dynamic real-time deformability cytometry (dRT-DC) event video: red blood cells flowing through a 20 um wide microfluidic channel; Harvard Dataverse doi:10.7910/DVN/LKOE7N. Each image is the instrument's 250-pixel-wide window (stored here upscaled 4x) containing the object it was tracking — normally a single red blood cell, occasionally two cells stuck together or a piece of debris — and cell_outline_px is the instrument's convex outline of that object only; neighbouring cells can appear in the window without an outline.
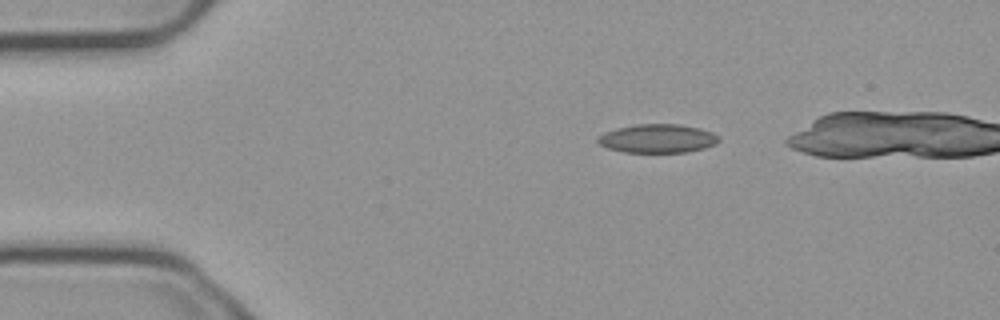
{"species": "common noctule bat (a hibernating species)", "species_latin": "Nyctalus noctula", "temperature_condition": "cold", "stored_images_in_passage": 39, "camera_frame_rate_fps": 3000, "um_per_image_px": 0.085, "animal": {"sex": "male", "body_mass_g": 23.1, "forearm_length_mm": 52.7}, "frame": {"image": 1, "passage_image": 1, "time_ms": 0.0, "image_size_px": [1000, 320], "cell_outline_px": [[720, 140], [716, 144], [704, 148], [688, 152], [624, 152], [608, 148], [600, 144], [596, 140], [604, 132], [616, 128], [636, 124], [680, 124], [700, 128], [712, 132], [720, 136]], "centroid_in_image_um": [55.93, 11.77], "position_along_channel_um": 29.1, "area_um2": 20.29}}
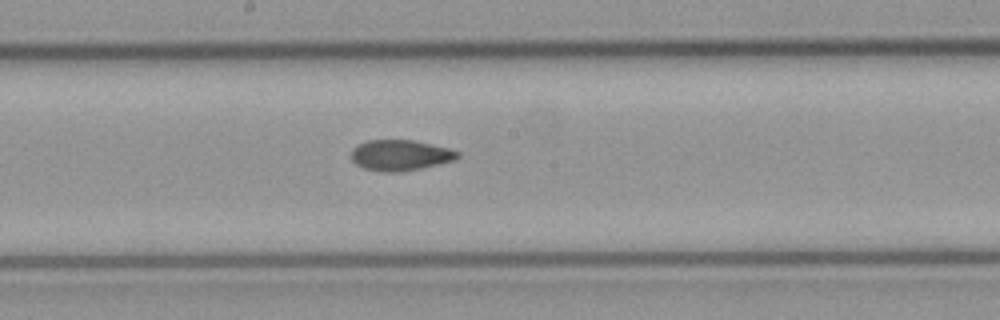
{"frame": {"image": 2, "passage_image": 20, "time_ms": 6.333, "image_size_px": [1000, 320], "cell_outline_px": [[460, 156], [456, 160], [420, 168], [400, 172], [384, 172], [364, 168], [356, 164], [352, 160], [352, 148], [356, 144], [368, 140], [412, 140], [448, 148], [460, 152]], "centroid_in_image_um": [34.01, 13.19], "position_along_channel_um": 214.2, "area_um2": 19.02}}
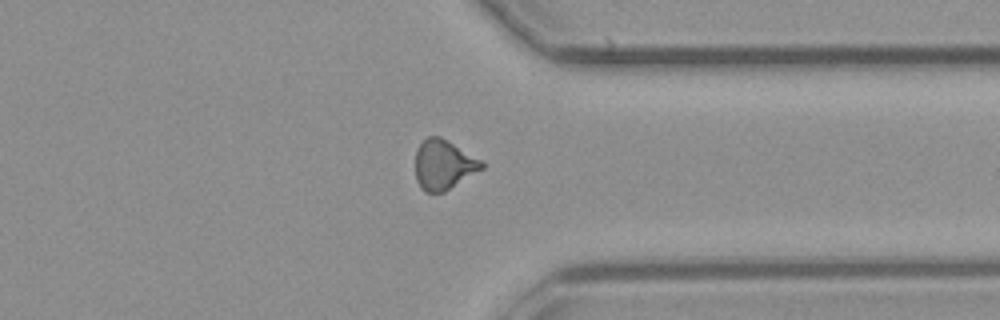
{"frame": {"image": 3, "passage_image": 33, "time_ms": 10.667, "image_size_px": [1000, 320], "cell_outline_px": [[484, 168], [444, 192], [424, 192], [420, 188], [416, 180], [416, 148], [428, 136], [440, 136], [448, 140], [484, 160]], "centroid_in_image_um": [37.73, 13.99], "position_along_channel_um": 373.7, "area_um2": 19.48}}